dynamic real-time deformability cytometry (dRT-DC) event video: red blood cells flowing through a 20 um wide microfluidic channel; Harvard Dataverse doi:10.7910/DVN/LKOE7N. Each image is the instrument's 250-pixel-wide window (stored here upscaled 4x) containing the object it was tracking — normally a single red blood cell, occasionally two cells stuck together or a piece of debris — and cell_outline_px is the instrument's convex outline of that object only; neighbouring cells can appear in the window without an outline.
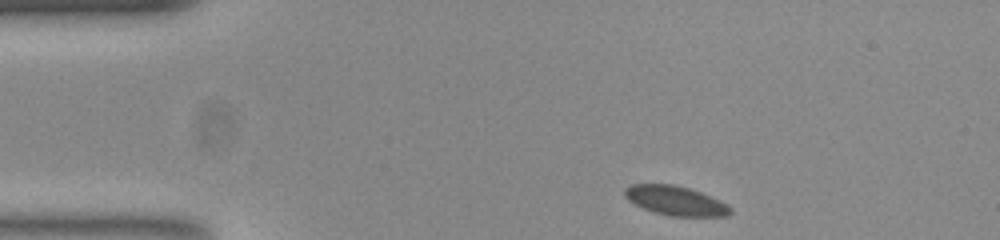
{"species": "common noctule bat (a hibernating species)", "species_latin": "Nyctalus noctula", "temperature_condition": "room temperature", "stored_images_in_passage": 46, "camera_frame_rate_fps": 3000, "um_per_image_px": 0.085, "animal": {"sex": "female", "body_mass_g": 23.0, "forearm_length_mm": 53.4}, "frame": {"image": 1, "passage_image": 1, "time_ms": 0.0, "image_size_px": [1000, 240], "cell_outline_px": [[732, 212], [728, 216], [672, 216], [656, 212], [644, 208], [628, 200], [624, 196], [624, 192], [632, 184], [672, 184], [688, 188], [700, 192], [732, 208]], "centroid_in_image_um": [57.41, 17.06], "position_along_channel_um": 27.6, "area_um2": 17.57}}
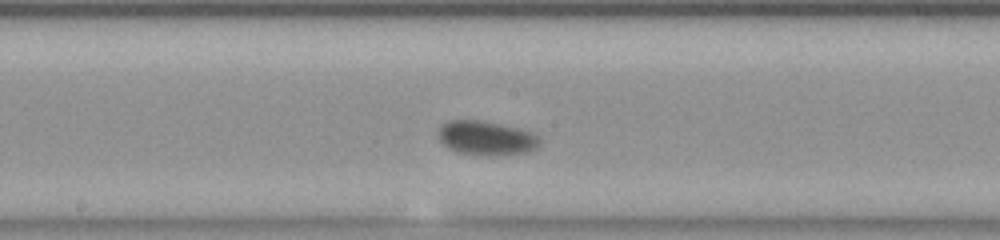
{"frame": {"image": 2, "passage_image": 20, "time_ms": 6.333, "image_size_px": [1000, 240], "cell_outline_px": [[540, 144], [536, 148], [528, 152], [496, 156], [492, 156], [456, 152], [448, 148], [440, 140], [440, 128], [448, 120], [480, 120], [500, 124], [532, 132], [540, 140]], "centroid_in_image_um": [41.35, 11.75], "position_along_channel_um": 206.8, "area_um2": 20.06}}
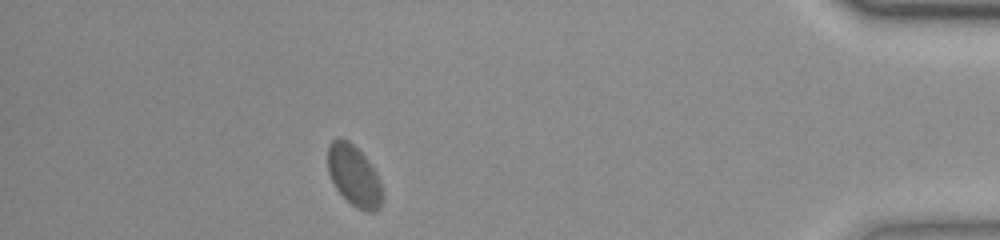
{"frame": {"image": 3, "passage_image": 40, "time_ms": 13.0, "image_size_px": [1000, 240], "cell_outline_px": [[380, 208], [372, 212], [364, 212], [356, 208], [336, 188], [328, 172], [328, 144], [332, 140], [340, 136], [348, 140], [364, 156], [372, 168], [380, 184]], "centroid_in_image_um": [30.04, 14.91], "position_along_channel_um": 405.2, "area_um2": 18.84}, "authors_computed_cell_mechanics": {"area_um2": 18.9295, "velocity_mm_per_s": 3.7638, "shape_relaxation_time_tau1_ms": 1.4791, "shape_relaxation_time_tau2_ms": null, "deformation_change_tau1": 0.0604, "deformation_change_tau2": null}}